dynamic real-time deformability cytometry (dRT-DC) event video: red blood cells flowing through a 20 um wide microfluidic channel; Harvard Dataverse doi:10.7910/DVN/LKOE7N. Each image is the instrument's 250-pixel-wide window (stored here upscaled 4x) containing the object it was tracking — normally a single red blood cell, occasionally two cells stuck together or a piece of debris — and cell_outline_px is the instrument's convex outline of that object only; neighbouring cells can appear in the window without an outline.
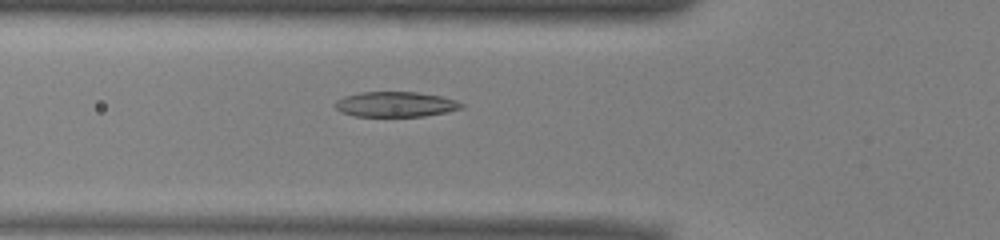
{"species": "common noctule bat (a hibernating species)", "species_latin": "Nyctalus noctula", "temperature_condition": "warm", "stored_images_in_passage": 44, "camera_frame_rate_fps": 3000, "um_per_image_px": 0.085, "animal": {"sex": "male", "body_mass_g": 13.0, "forearm_length_mm": 53.1}, "frame": {"image": 1, "passage_image": 16, "time_ms": 5.0, "image_size_px": [1000, 240], "cell_outline_px": [[464, 108], [424, 116], [352, 116], [340, 112], [332, 104], [336, 100], [344, 96], [360, 92], [416, 92], [440, 96], [456, 100], [464, 104]], "centroid_in_image_um": [33.58, 8.86], "position_along_channel_um": 92.2, "area_um2": 18.61}}
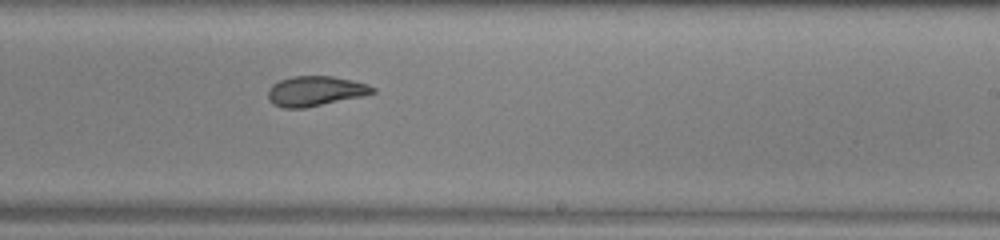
{"frame": {"image": 2, "passage_image": 29, "time_ms": 9.333, "image_size_px": [1000, 240], "cell_outline_px": [[376, 92], [364, 96], [304, 108], [284, 108], [272, 104], [268, 100], [268, 88], [272, 84], [280, 80], [292, 76], [332, 76], [352, 80], [368, 84], [376, 88]], "centroid_in_image_um": [26.8, 7.74], "position_along_channel_um": 262.2, "area_um2": 18.44}}
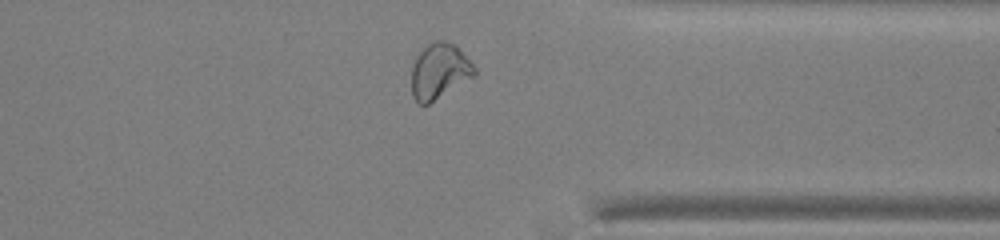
{"frame": {"image": 3, "passage_image": 38, "time_ms": 12.333, "image_size_px": [1000, 240], "cell_outline_px": [[476, 72], [472, 76], [428, 104], [420, 104], [412, 96], [412, 68], [416, 56], [432, 40], [444, 40], [456, 44], [476, 68]], "centroid_in_image_um": [37.33, 6.0], "position_along_channel_um": 374.1, "area_um2": 20.0}, "authors_computed_cell_mechanics": {"area_um2": 20.0566, "velocity_mm_per_s": 3.9231, "shape_relaxation_time_tau1_ms": 8.1823, "shape_relaxation_time_tau2_ms": 2.1625, "deformation_change_tau1": 0.2154, "deformation_change_tau2": 0.0779}}